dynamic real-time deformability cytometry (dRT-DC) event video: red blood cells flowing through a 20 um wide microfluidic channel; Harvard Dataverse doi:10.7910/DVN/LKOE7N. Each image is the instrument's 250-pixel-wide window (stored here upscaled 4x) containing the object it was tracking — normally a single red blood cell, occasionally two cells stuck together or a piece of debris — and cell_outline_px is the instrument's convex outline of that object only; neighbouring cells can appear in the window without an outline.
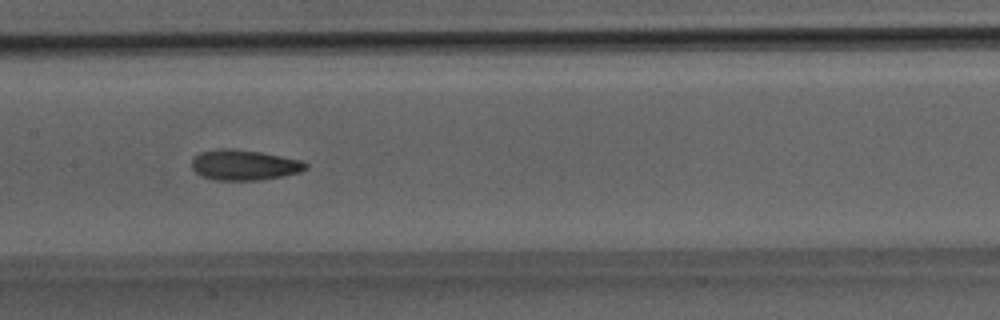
{"species": "Egyptian fruit bat (a non-hibernating species)", "species_latin": "Rousettus aegyptiacus", "temperature_condition": "room temperature", "stored_images_in_passage": 35, "camera_frame_rate_fps": 3000, "um_per_image_px": 0.085, "animal": {"sex": "male"}, "frame": {"image": 1, "passage_image": 17, "time_ms": 5.333, "image_size_px": [1000, 320], "cell_outline_px": [[308, 168], [300, 172], [284, 176], [260, 180], [216, 180], [204, 176], [196, 172], [192, 168], [192, 160], [200, 152], [220, 148], [232, 148], [260, 152], [300, 160], [308, 164]], "centroid_in_image_um": [20.77, 14.02], "position_along_channel_um": 186.6, "area_um2": 20.11}}
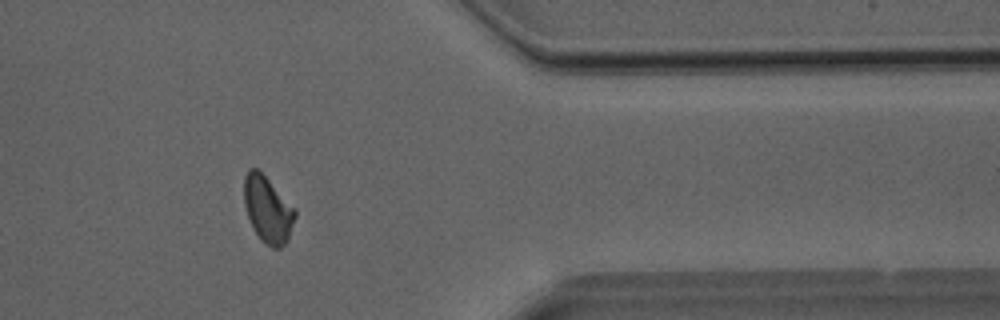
{"frame": {"image": 2, "passage_image": 29, "time_ms": 9.333, "image_size_px": [1000, 320], "cell_outline_px": [[296, 216], [288, 236], [284, 244], [280, 248], [272, 248], [260, 240], [248, 216], [244, 204], [244, 176], [248, 168], [256, 168], [296, 208]], "centroid_in_image_um": [22.75, 17.8], "position_along_channel_um": 388.6, "area_um2": 19.42}}
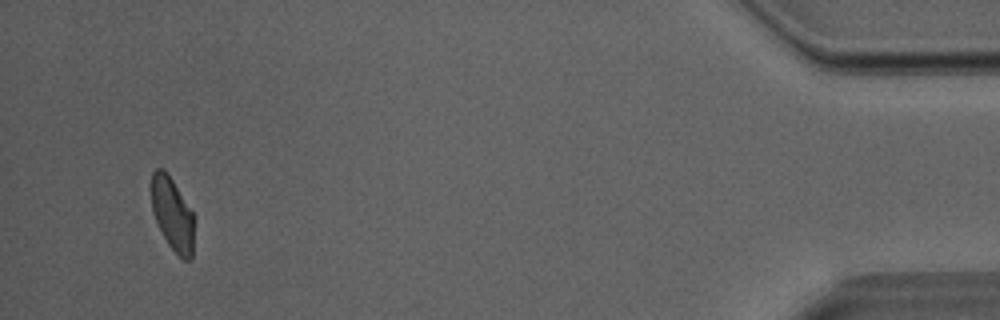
{"frame": {"image": 3, "passage_image": 34, "time_ms": 11.0, "image_size_px": [1000, 320], "cell_outline_px": [[192, 256], [188, 260], [184, 260], [168, 244], [152, 212], [152, 172], [156, 168], [164, 168], [172, 180], [192, 212]], "centroid_in_image_um": [14.62, 18.16], "position_along_channel_um": 420.6, "area_um2": 17.46}}